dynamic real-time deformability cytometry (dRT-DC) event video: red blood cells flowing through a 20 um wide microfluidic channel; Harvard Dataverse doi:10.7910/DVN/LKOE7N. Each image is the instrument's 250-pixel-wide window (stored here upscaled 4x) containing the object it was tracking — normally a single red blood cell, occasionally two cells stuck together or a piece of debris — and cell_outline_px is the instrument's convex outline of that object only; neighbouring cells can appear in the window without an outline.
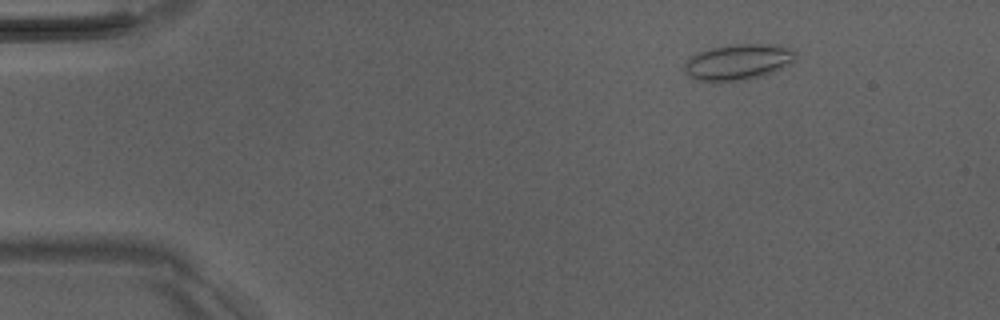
{"species": "Egyptian fruit bat (a non-hibernating species)", "species_latin": "Rousettus aegyptiacus", "temperature_condition": "room temperature", "stored_images_in_passage": 4, "camera_frame_rate_fps": 3000, "um_per_image_px": 0.085, "animal": {"sex": "male"}, "frame": {"image": 1, "passage_image": 2, "time_ms": 1.0, "image_size_px": [1000, 320], "cell_outline_px": [[796, 56], [788, 64], [764, 76], [748, 80], [700, 80], [688, 76], [684, 72], [684, 64], [696, 52], [712, 48], [736, 44], [776, 44], [792, 48], [796, 52]], "centroid_in_image_um": [62.75, 5.25], "position_along_channel_um": 22.2, "area_um2": 23.0}}